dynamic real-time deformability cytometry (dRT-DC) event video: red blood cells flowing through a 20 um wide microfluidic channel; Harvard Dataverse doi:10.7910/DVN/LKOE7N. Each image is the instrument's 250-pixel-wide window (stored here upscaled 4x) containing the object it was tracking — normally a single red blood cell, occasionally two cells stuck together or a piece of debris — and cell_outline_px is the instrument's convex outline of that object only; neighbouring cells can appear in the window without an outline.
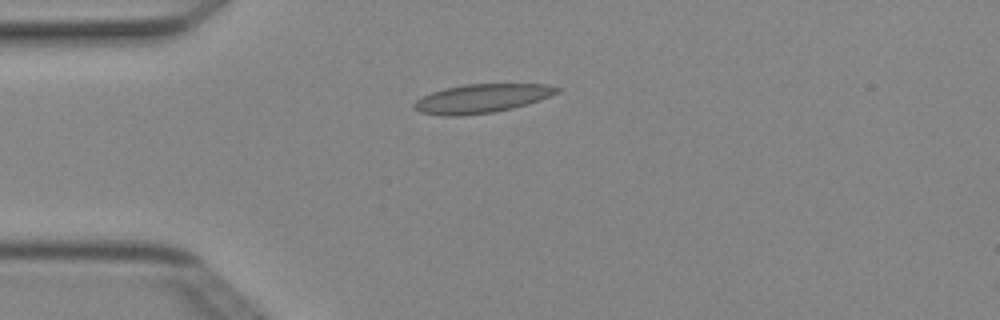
{"species": "Egyptian fruit bat (a non-hibernating species)", "species_latin": "Rousettus aegyptiacus", "temperature_condition": "cold", "stored_images_in_passage": 6, "camera_frame_rate_fps": 3000, "um_per_image_px": 0.085, "animal": {"sex": "female"}, "frame": {"image": 1, "passage_image": 3, "time_ms": 0.667, "image_size_px": [1000, 320], "cell_outline_px": [[560, 92], [540, 100], [528, 104], [512, 108], [492, 112], [460, 116], [444, 116], [420, 112], [412, 108], [412, 104], [416, 100], [432, 92], [444, 88], [464, 84], [548, 84], [560, 88]], "centroid_in_image_um": [40.94, 8.37], "position_along_channel_um": 44.1, "area_um2": 24.04}}
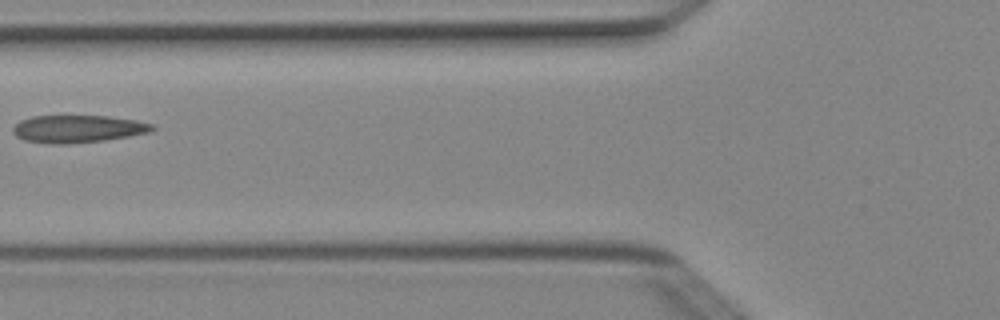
{"frame": {"image": 2, "passage_image": 5, "time_ms": 1.333, "image_size_px": [1000, 320], "cell_outline_px": [[156, 128], [152, 132], [104, 140], [68, 144], [56, 144], [24, 140], [16, 136], [12, 132], [12, 128], [20, 120], [32, 116], [108, 116], [136, 120], [152, 124]], "centroid_in_image_um": [6.61, 10.95], "position_along_channel_um": 119.2, "area_um2": 22.31}}
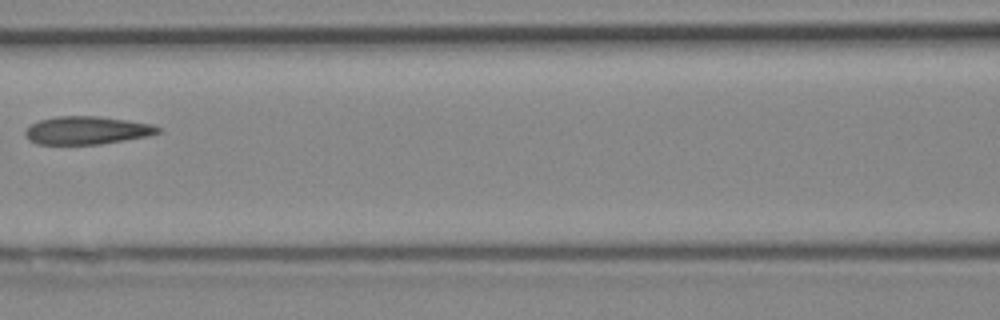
{"frame": {"image": 3, "passage_image": 6, "time_ms": 1.667, "image_size_px": [1000, 320], "cell_outline_px": [[160, 132], [148, 136], [100, 144], [36, 144], [28, 140], [24, 136], [24, 132], [32, 124], [40, 120], [56, 116], [96, 116], [152, 124], [160, 128]], "centroid_in_image_um": [7.35, 11.08], "position_along_channel_um": 159.3, "area_um2": 21.5}}